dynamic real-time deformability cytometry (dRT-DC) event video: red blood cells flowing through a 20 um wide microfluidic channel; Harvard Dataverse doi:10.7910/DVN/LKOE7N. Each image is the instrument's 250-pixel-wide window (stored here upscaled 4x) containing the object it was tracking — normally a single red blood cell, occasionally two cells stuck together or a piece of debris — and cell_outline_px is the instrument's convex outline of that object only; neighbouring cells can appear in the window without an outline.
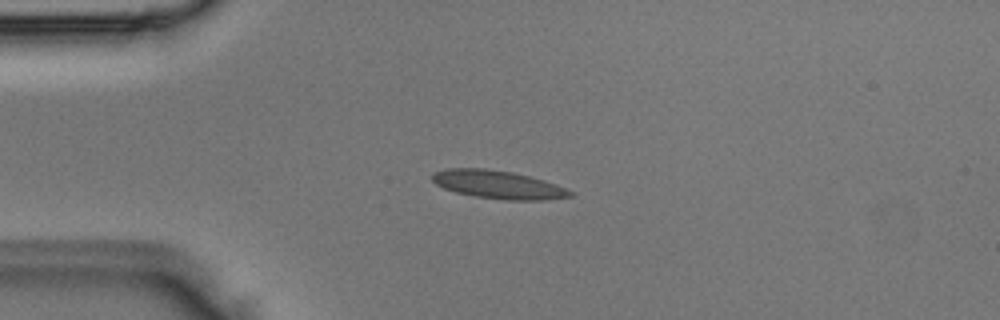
{"species": "Egyptian fruit bat (a non-hibernating species)", "species_latin": "Rousettus aegyptiacus", "temperature_condition": "room temperature", "stored_images_in_passage": 1, "camera_frame_rate_fps": 3000, "um_per_image_px": 0.085, "animal": {"sex": "male"}, "frame": {"image": 1, "passage_image": 1, "time_ms": 0.0, "image_size_px": [1000, 320], "cell_outline_px": [[572, 196], [544, 200], [504, 200], [476, 196], [456, 192], [444, 188], [436, 184], [432, 180], [432, 172], [444, 168], [484, 168], [512, 172], [544, 180], [556, 184], [572, 192]], "centroid_in_image_um": [42.29, 15.68], "position_along_channel_um": 42.7, "area_um2": 22.54}}